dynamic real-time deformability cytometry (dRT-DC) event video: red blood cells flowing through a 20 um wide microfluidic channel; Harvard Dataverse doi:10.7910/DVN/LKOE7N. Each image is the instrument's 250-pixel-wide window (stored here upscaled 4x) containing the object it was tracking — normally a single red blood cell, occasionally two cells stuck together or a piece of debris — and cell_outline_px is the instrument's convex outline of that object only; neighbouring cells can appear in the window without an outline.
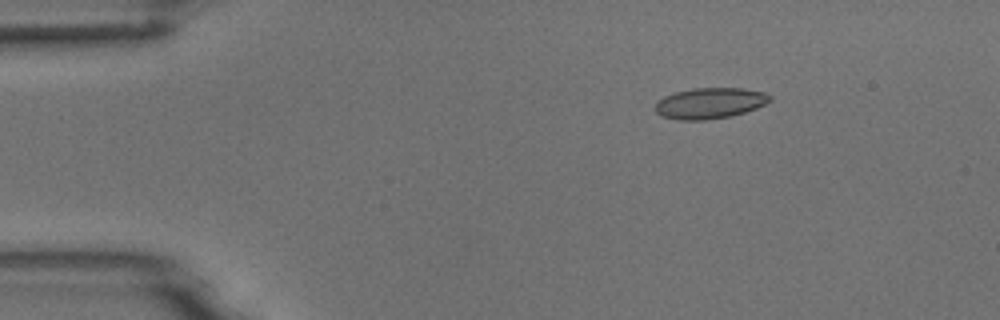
{"species": "common noctule bat (a hibernating species)", "species_latin": "Nyctalus noctula", "temperature_condition": "room temperature", "stored_images_in_passage": 4, "camera_frame_rate_fps": 3000, "um_per_image_px": 0.085, "animal": {"sex": "male", "body_mass_g": 18.8}, "frame": {"image": 1, "passage_image": 2, "time_ms": 1.333, "image_size_px": [1000, 320], "cell_outline_px": [[772, 100], [756, 108], [732, 116], [704, 120], [680, 120], [664, 116], [656, 112], [656, 100], [664, 96], [676, 92], [692, 88], [744, 88], [764, 92], [772, 96]], "centroid_in_image_um": [60.35, 8.76], "position_along_channel_um": 24.6, "area_um2": 20.63}}